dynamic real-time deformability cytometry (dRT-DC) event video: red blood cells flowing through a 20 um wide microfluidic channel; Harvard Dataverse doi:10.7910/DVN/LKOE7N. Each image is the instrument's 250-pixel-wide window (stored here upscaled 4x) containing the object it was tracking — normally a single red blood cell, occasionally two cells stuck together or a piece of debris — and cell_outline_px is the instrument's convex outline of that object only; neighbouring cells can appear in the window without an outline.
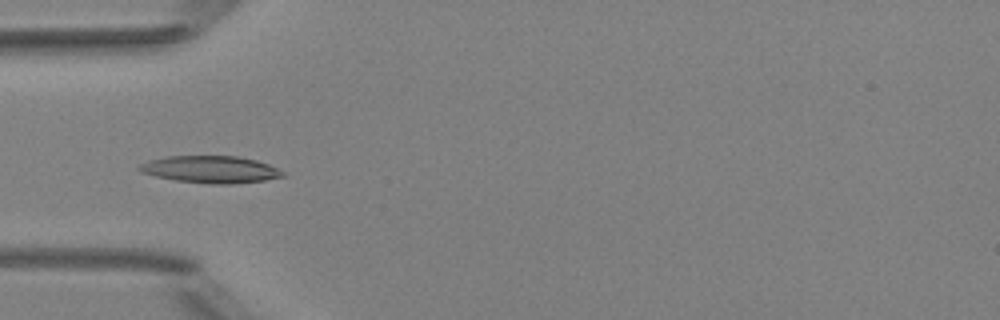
{"species": "Egyptian fruit bat (a non-hibernating species)", "species_latin": "Rousettus aegyptiacus", "temperature_condition": "room temperature", "stored_images_in_passage": 5, "camera_frame_rate_fps": 3000, "um_per_image_px": 0.085, "animal": {"sex": "female"}, "frame": {"image": 1, "passage_image": 5, "time_ms": 4.667, "image_size_px": [1000, 320], "cell_outline_px": [[284, 176], [264, 180], [232, 184], [212, 184], [176, 180], [156, 176], [140, 172], [136, 168], [140, 164], [148, 160], [168, 156], [236, 156], [256, 160], [268, 164], [284, 172]], "centroid_in_image_um": [17.86, 14.4], "position_along_channel_um": 67.1, "area_um2": 22.54}}